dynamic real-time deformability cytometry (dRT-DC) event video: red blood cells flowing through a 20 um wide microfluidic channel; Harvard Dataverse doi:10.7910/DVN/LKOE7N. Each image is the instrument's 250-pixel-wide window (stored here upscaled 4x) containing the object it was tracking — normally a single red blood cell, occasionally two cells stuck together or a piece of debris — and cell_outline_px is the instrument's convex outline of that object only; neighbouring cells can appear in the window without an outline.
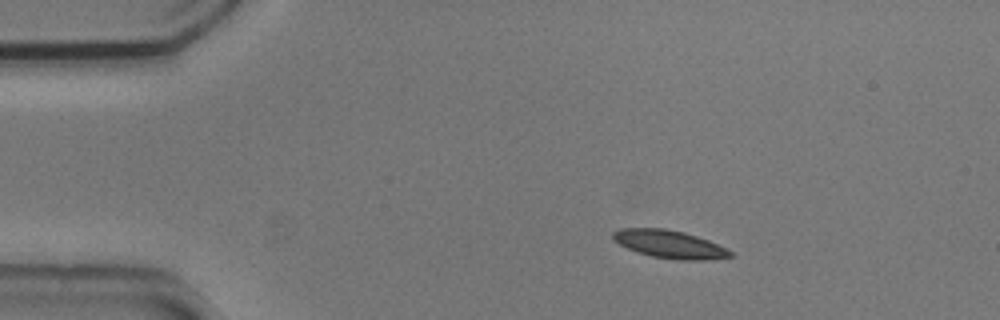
{"species": "common noctule bat (a hibernating species)", "species_latin": "Nyctalus noctula", "temperature_condition": "cold", "stored_images_in_passage": 4, "camera_frame_rate_fps": 3000, "um_per_image_px": 0.085, "animal": {"sex": "male", "body_mass_g": 20.5, "forearm_length_mm": 52.5}, "frame": {"image": 1, "passage_image": 2, "time_ms": 0.333, "image_size_px": [1000, 320], "cell_outline_px": [[732, 256], [704, 260], [676, 260], [652, 256], [628, 248], [612, 240], [612, 232], [620, 228], [664, 228], [684, 232], [708, 240], [732, 252]], "centroid_in_image_um": [56.86, 20.75], "position_along_channel_um": 28.1, "area_um2": 18.84}}
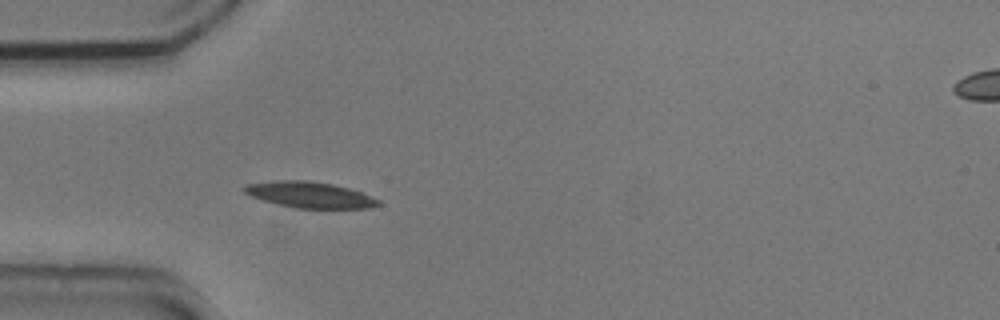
{"frame": {"image": 2, "passage_image": 4, "time_ms": 1.0, "image_size_px": [1000, 320], "cell_outline_px": [[380, 204], [368, 208], [296, 208], [276, 204], [252, 196], [244, 192], [244, 188], [248, 184], [280, 180], [308, 180], [332, 184], [348, 188], [372, 196], [380, 200]], "centroid_in_image_um": [26.36, 16.56], "position_along_channel_um": 58.6, "area_um2": 20.06}}